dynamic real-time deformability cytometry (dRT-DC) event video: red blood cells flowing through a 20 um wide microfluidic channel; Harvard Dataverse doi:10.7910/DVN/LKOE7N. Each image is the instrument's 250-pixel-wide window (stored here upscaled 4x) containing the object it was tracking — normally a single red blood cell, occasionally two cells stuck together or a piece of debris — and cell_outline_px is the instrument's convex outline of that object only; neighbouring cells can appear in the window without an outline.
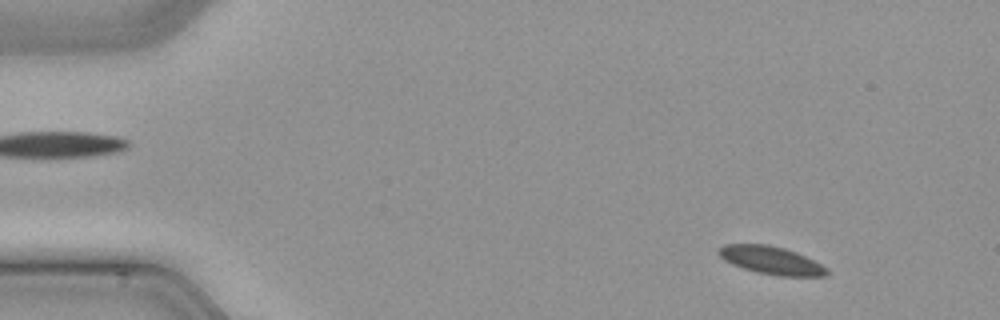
{"species": "common noctule bat (a hibernating species)", "species_latin": "Nyctalus noctula", "temperature_condition": "cold", "stored_images_in_passage": 47, "camera_frame_rate_fps": 3000, "um_per_image_px": 0.085, "animal": {"sex": "male", "body_mass_g": 21.5, "forearm_length_mm": 52.0}, "frame": {"image": 1, "passage_image": 3, "time_ms": 0.667, "image_size_px": [1000, 320], "cell_outline_px": [[828, 272], [824, 276], [780, 276], [756, 272], [732, 264], [724, 260], [716, 252], [716, 248], [724, 244], [768, 244], [784, 248], [796, 252], [828, 268]], "centroid_in_image_um": [65.5, 22.11], "position_along_channel_um": 19.5, "area_um2": 17.57}}
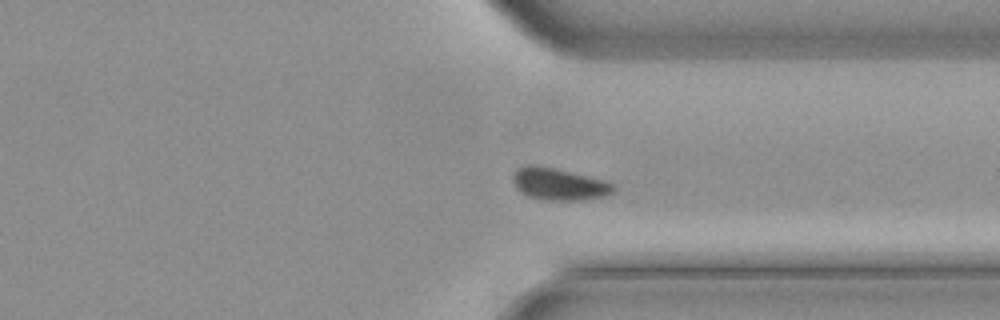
{"frame": {"image": 2, "passage_image": 35, "time_ms": 11.333, "image_size_px": [1000, 320], "cell_outline_px": [[616, 188], [608, 196], [580, 200], [544, 200], [528, 196], [520, 192], [516, 188], [512, 180], [512, 176], [516, 168], [528, 164], [532, 164], [552, 168], [604, 180], [612, 184]], "centroid_in_image_um": [47.47, 15.66], "position_along_channel_um": 363.9, "area_um2": 18.73}}
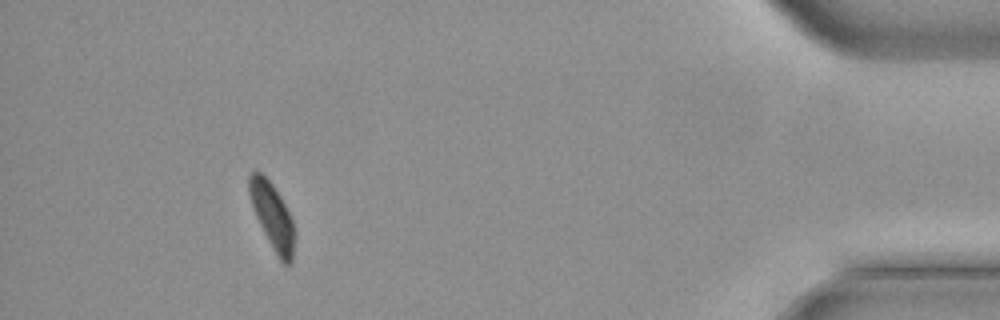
{"frame": {"image": 3, "passage_image": 43, "time_ms": 14.0, "image_size_px": [1000, 320], "cell_outline_px": [[296, 232], [292, 264], [284, 264], [280, 260], [272, 248], [256, 216], [248, 192], [248, 176], [252, 172], [260, 172], [272, 184], [280, 196], [292, 220]], "centroid_in_image_um": [23.17, 18.41], "position_along_channel_um": 412.0, "area_um2": 17.34}}